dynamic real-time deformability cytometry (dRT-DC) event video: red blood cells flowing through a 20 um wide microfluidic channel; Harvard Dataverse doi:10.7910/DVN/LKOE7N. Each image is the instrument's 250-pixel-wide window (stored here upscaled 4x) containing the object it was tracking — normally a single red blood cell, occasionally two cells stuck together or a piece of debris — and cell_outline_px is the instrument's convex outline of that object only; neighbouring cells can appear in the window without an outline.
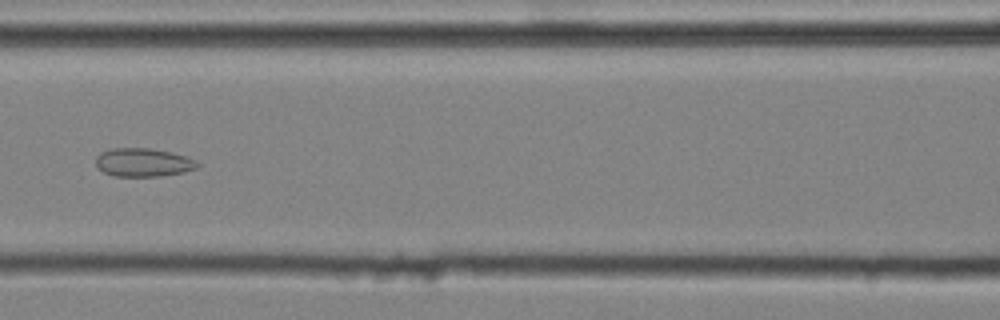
{"species": "common noctule bat (a hibernating species)", "species_latin": "Nyctalus noctula", "temperature_condition": "cold", "stored_images_in_passage": 47, "camera_frame_rate_fps": 3000, "um_per_image_px": 0.085, "animal": {"sex": "male", "body_mass_g": 20.4}, "frame": {"image": 1, "passage_image": 22, "time_ms": 7.0, "image_size_px": [1000, 320], "cell_outline_px": [[200, 164], [196, 168], [180, 172], [160, 176], [116, 176], [104, 172], [96, 164], [96, 156], [100, 152], [112, 148], [148, 148], [188, 156], [196, 160]], "centroid_in_image_um": [12.17, 13.79], "position_along_channel_um": 154.4, "area_um2": 16.65}}
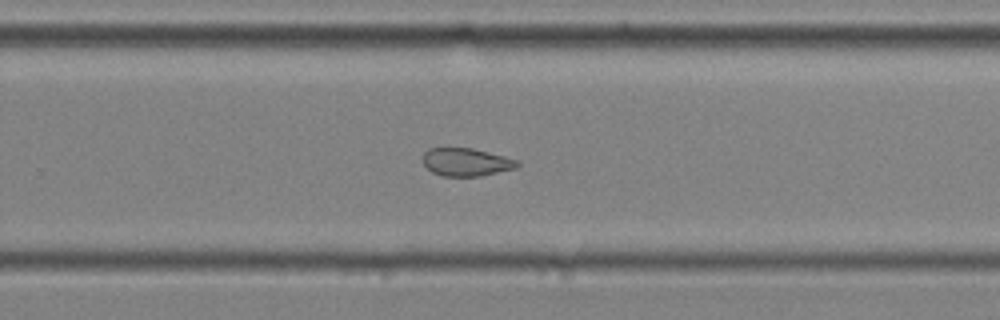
{"frame": {"image": 2, "passage_image": 32, "time_ms": 10.333, "image_size_px": [1000, 320], "cell_outline_px": [[520, 164], [516, 168], [480, 176], [444, 176], [432, 172], [424, 164], [424, 152], [428, 148], [472, 148], [520, 160]], "centroid_in_image_um": [39.66, 13.77], "position_along_channel_um": 290.1, "area_um2": 15.32}}
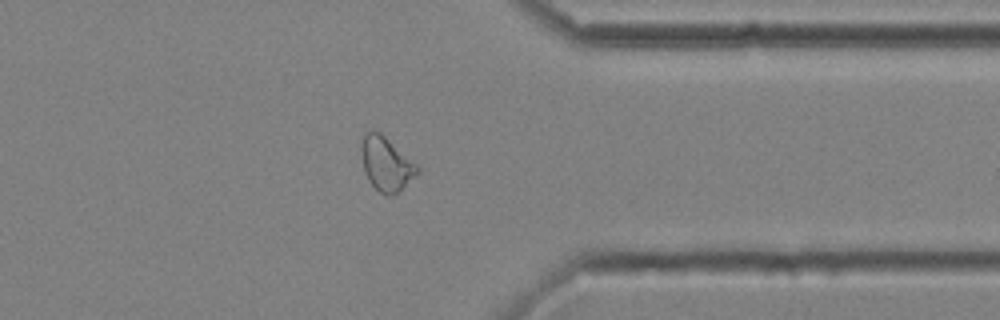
{"frame": {"image": 3, "passage_image": 39, "time_ms": 12.667, "image_size_px": [1000, 320], "cell_outline_px": [[420, 172], [392, 196], [388, 196], [380, 192], [368, 180], [364, 172], [360, 148], [364, 132], [372, 128], [380, 132], [416, 164], [420, 168]], "centroid_in_image_um": [32.79, 13.9], "position_along_channel_um": 378.6, "area_um2": 17.57}, "authors_computed_cell_mechanics": {"area_um2": 18.2648, "velocity_mm_per_s": 4.0837, "shape_relaxation_time_tau1_ms": null, "shape_relaxation_time_tau2_ms": 2.6258, "deformation_change_tau1": null, "deformation_change_tau2": 0.102}}